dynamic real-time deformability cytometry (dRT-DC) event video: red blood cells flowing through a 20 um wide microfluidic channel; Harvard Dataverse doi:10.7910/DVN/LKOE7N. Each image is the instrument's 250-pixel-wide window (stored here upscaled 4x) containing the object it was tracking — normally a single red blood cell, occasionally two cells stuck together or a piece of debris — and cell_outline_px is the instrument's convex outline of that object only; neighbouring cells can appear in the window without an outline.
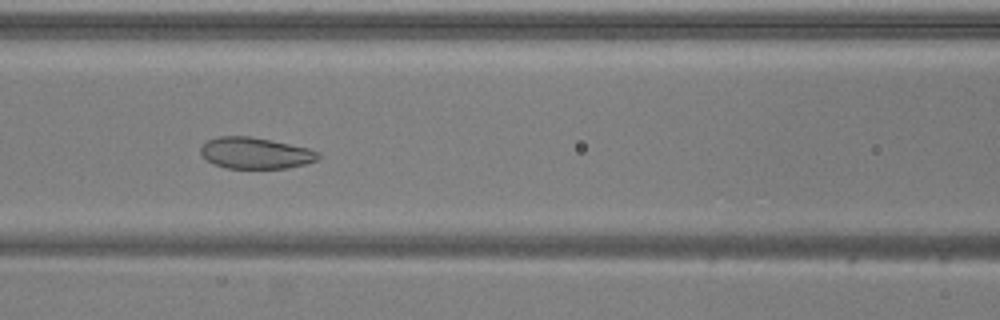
{"species": "common noctule bat (a hibernating species)", "species_latin": "Nyctalus noctula", "temperature_condition": "warm", "stored_images_in_passage": 52, "camera_frame_rate_fps": 3000, "um_per_image_px": 0.085, "animal": {"sex": "male", "body_mass_g": 20.5, "forearm_length_mm": 52.5}, "frame": {"image": 1, "passage_image": 21, "time_ms": 6.667, "image_size_px": [1000, 320], "cell_outline_px": [[320, 156], [316, 160], [304, 164], [288, 168], [228, 168], [216, 164], [208, 160], [200, 152], [200, 148], [208, 140], [220, 136], [248, 136], [308, 148], [320, 152]], "centroid_in_image_um": [21.72, 13.01], "position_along_channel_um": 144.9, "area_um2": 21.04}}
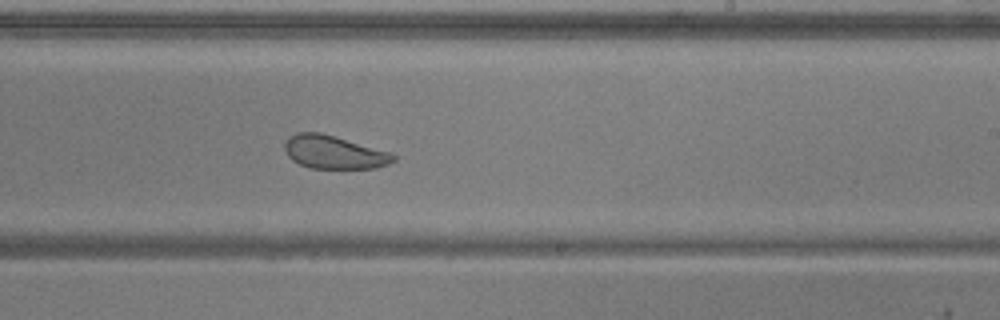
{"frame": {"image": 2, "passage_image": 30, "time_ms": 9.667, "image_size_px": [1000, 320], "cell_outline_px": [[396, 160], [388, 164], [376, 168], [312, 168], [300, 164], [292, 160], [288, 156], [284, 148], [284, 144], [296, 132], [320, 132], [392, 152], [396, 156]], "centroid_in_image_um": [28.42, 12.94], "position_along_channel_um": 260.6, "area_um2": 20.98}}
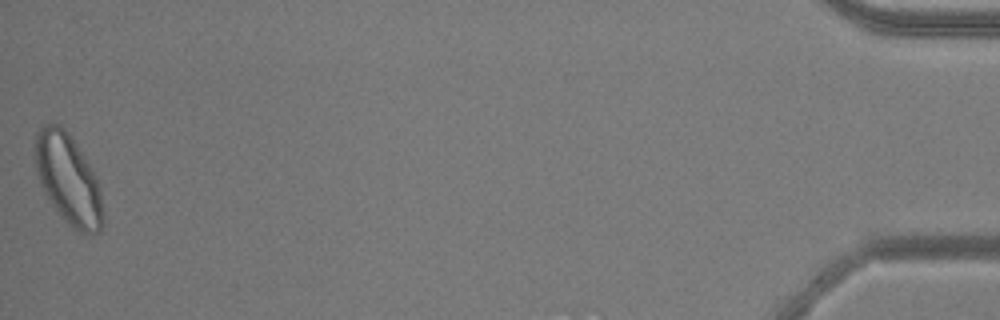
{"frame": {"image": 3, "passage_image": 51, "time_ms": 16.667, "image_size_px": [1000, 320], "cell_outline_px": [[104, 220], [100, 232], [80, 232], [72, 228], [60, 216], [44, 192], [40, 184], [36, 172], [36, 132], [44, 124], [60, 124], [64, 128], [92, 168], [96, 176], [100, 188]], "centroid_in_image_um": [5.81, 15.26], "position_along_channel_um": 429.4, "area_um2": 35.32}, "authors_computed_cell_mechanics": {"area_um2": 27.1082, "velocity_mm_per_s": 3.8692, "shape_relaxation_time_tau1_ms": null, "shape_relaxation_time_tau2_ms": 1.3562, "deformation_change_tau1": null, "deformation_change_tau2": 0.0632}}